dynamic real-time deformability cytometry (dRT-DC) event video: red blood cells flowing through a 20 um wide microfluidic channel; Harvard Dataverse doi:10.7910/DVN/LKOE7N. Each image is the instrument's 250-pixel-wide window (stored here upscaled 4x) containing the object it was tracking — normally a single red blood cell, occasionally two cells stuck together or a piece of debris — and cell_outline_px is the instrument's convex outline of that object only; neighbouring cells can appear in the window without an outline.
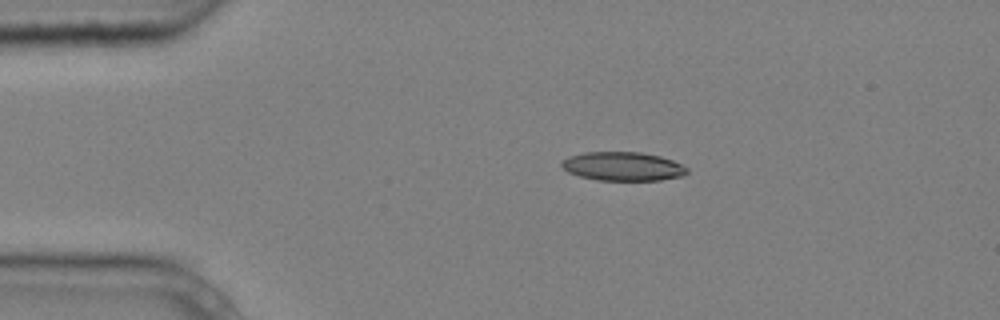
{"species": "common noctule bat (a hibernating species)", "species_latin": "Nyctalus noctula", "temperature_condition": "cold", "stored_images_in_passage": 5, "camera_frame_rate_fps": 3000, "um_per_image_px": 0.085, "animal": {"sex": "male", "body_mass_g": 20.4}, "frame": {"image": 1, "passage_image": 2, "time_ms": 0.333, "image_size_px": [1000, 320], "cell_outline_px": [[688, 172], [684, 176], [660, 180], [596, 180], [580, 176], [568, 172], [560, 164], [568, 156], [584, 152], [640, 152], [660, 156], [672, 160], [688, 168]], "centroid_in_image_um": [52.95, 14.14], "position_along_channel_um": 32.0, "area_um2": 21.04}}
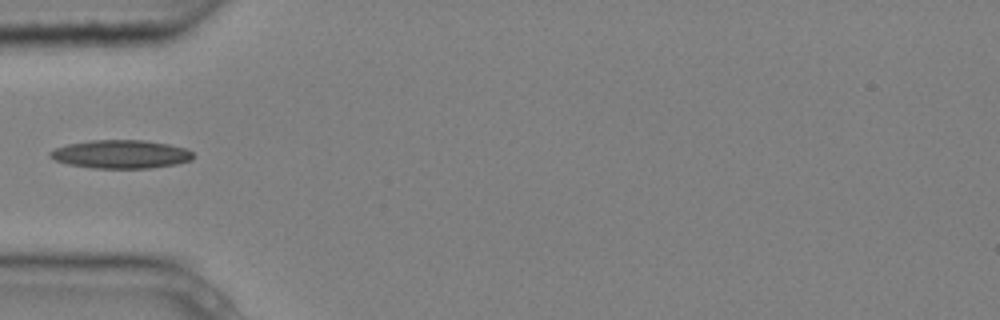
{"frame": {"image": 2, "passage_image": 4, "time_ms": 1.0, "image_size_px": [1000, 320], "cell_outline_px": [[192, 160], [176, 164], [152, 168], [92, 168], [68, 164], [56, 160], [48, 156], [48, 152], [56, 148], [68, 144], [92, 140], [144, 140], [168, 144], [188, 148], [192, 152]], "centroid_in_image_um": [10.28, 13.11], "position_along_channel_um": 74.7, "area_um2": 23.7}}
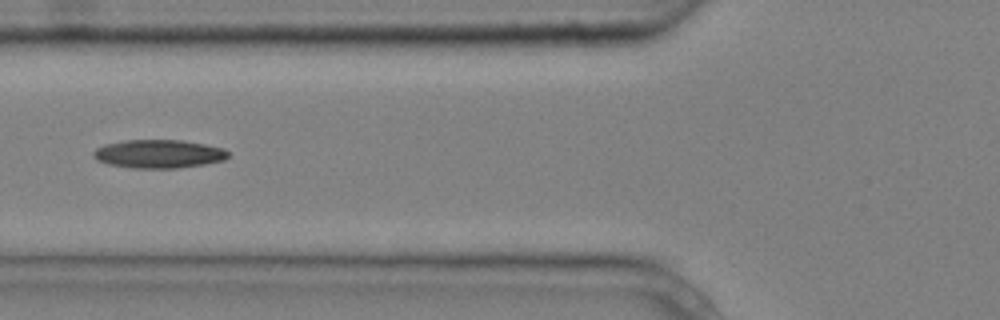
{"frame": {"image": 3, "passage_image": 5, "time_ms": 1.333, "image_size_px": [1000, 320], "cell_outline_px": [[228, 156], [224, 160], [204, 164], [176, 168], [132, 168], [108, 164], [96, 160], [92, 156], [92, 152], [96, 148], [104, 144], [124, 140], [184, 140], [224, 148], [228, 152]], "centroid_in_image_um": [13.45, 13.07], "position_along_channel_um": 112.3, "area_um2": 22.43}}